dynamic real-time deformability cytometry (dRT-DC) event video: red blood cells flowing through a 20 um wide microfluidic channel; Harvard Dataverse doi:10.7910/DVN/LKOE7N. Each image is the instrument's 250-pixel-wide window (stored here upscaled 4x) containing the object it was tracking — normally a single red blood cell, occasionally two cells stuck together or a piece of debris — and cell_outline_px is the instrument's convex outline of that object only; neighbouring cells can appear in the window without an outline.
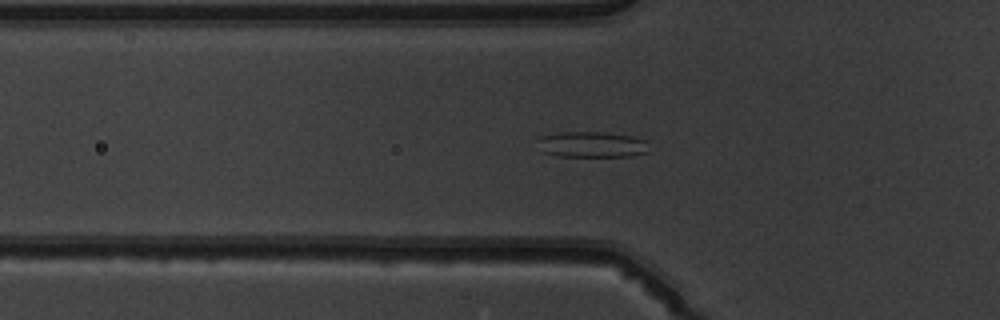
{"species": "common noctule bat (a hibernating species)", "species_latin": "Nyctalus noctula", "temperature_condition": "warm", "stored_images_in_passage": 52, "camera_frame_rate_fps": 3000, "um_per_image_px": 0.085, "animal": {"sex": "male", "body_mass_g": 19.5, "forearm_length_mm": 54.6}, "frame": {"image": 1, "passage_image": 18, "time_ms": 5.667, "image_size_px": [1000, 320], "cell_outline_px": [[648, 152], [632, 156], [560, 156], [544, 152], [540, 140], [540, 136], [560, 132], [604, 132], [632, 136], [648, 140]], "centroid_in_image_um": [50.41, 12.27], "position_along_channel_um": 75.4, "area_um2": 16.59}}
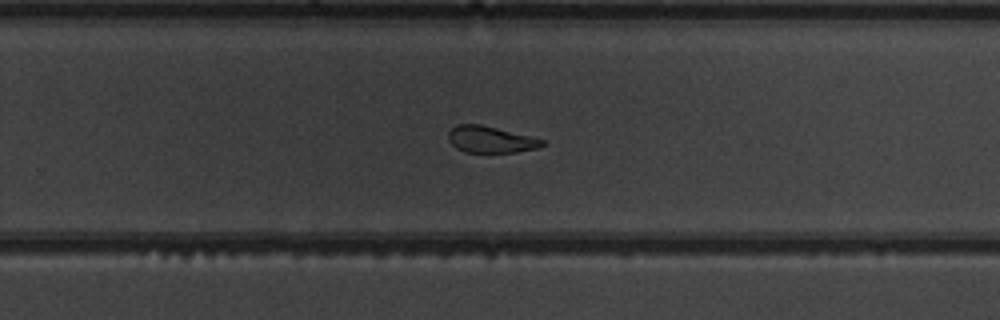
{"frame": {"image": 2, "passage_image": 34, "time_ms": 11.0, "image_size_px": [1000, 320], "cell_outline_px": [[544, 144], [540, 148], [516, 152], [464, 152], [456, 148], [448, 140], [448, 132], [456, 124], [480, 124], [544, 140]], "centroid_in_image_um": [41.67, 11.86], "position_along_channel_um": 288.1, "area_um2": 14.39}}
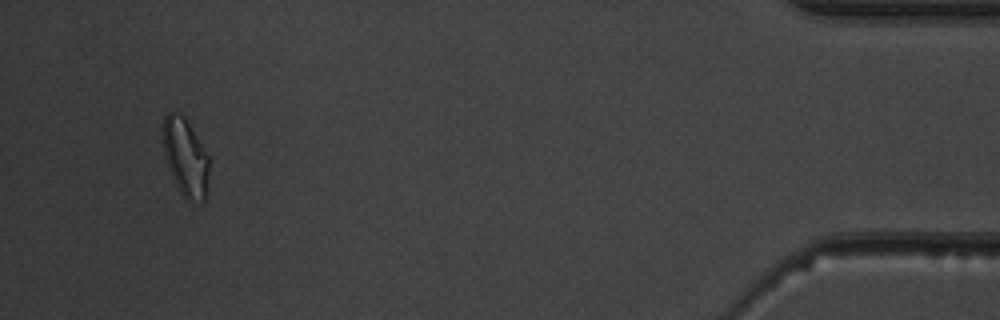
{"frame": {"image": 3, "passage_image": 49, "time_ms": 16.0, "image_size_px": [1000, 320], "cell_outline_px": [[208, 176], [204, 200], [188, 200], [180, 192], [168, 168], [164, 156], [160, 136], [164, 116], [168, 112], [176, 112], [184, 116], [208, 156]], "centroid_in_image_um": [15.69, 13.31], "position_along_channel_um": 419.5, "area_um2": 20.81}}